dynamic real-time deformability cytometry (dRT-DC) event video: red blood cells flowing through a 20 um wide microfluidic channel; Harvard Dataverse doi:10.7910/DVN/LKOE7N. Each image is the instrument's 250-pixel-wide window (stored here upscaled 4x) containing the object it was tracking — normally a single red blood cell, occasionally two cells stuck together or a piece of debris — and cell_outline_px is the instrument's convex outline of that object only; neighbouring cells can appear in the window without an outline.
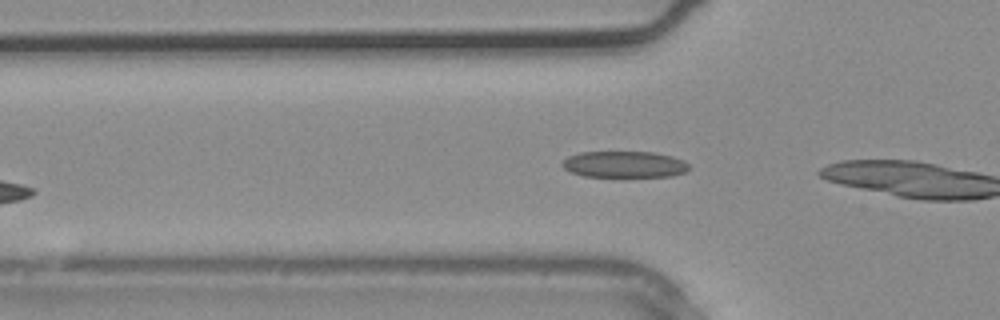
{"species": "common noctule bat (a hibernating species)", "species_latin": "Nyctalus noctula", "temperature_condition": "warm", "stored_images_in_passage": 4, "camera_frame_rate_fps": 3000, "um_per_image_px": 0.085, "animal": {"sex": "male", "body_mass_g": 20.4}, "frame": {"image": 1, "passage_image": 2, "time_ms": 0.333, "image_size_px": [1000, 320], "cell_outline_px": [[692, 168], [684, 172], [672, 176], [584, 176], [572, 172], [564, 168], [560, 164], [568, 156], [580, 152], [652, 152], [672, 156], [684, 160]], "centroid_in_image_um": [53.09, 13.96], "position_along_channel_um": 72.7, "area_um2": 19.42}}